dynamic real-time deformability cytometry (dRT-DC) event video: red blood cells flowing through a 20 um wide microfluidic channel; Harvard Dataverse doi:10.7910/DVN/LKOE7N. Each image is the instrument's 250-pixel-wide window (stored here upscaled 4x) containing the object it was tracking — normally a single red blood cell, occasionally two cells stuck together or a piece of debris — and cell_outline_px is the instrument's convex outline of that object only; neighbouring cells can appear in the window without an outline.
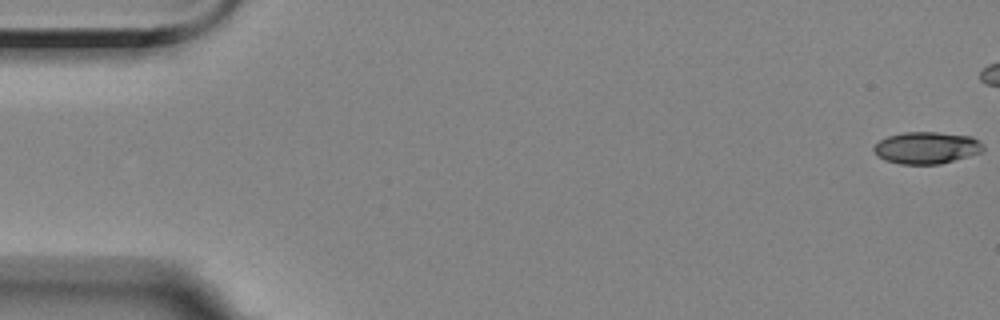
{"species": "Egyptian fruit bat (a non-hibernating species)", "species_latin": "Rousettus aegyptiacus", "temperature_condition": "room temperature", "stored_images_in_passage": 5, "camera_frame_rate_fps": 3000, "um_per_image_px": 0.085, "animal": {"sex": "female"}, "frame": {"image": 1, "passage_image": 1, "time_ms": 0.0, "image_size_px": [1000, 320], "cell_outline_px": [[984, 148], [980, 152], [968, 156], [940, 164], [900, 164], [884, 160], [876, 156], [872, 148], [880, 140], [888, 136], [904, 132], [936, 132], [972, 136], [984, 144]], "centroid_in_image_um": [78.74, 12.56], "position_along_channel_um": 6.3, "area_um2": 20.4}}
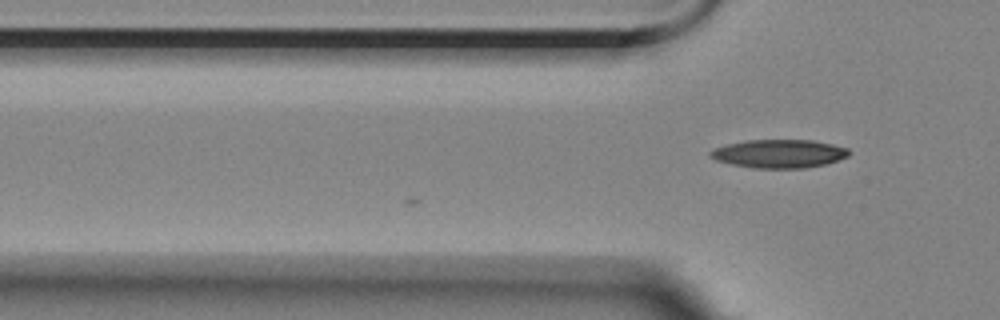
{"frame": {"image": 2, "passage_image": 5, "time_ms": 5.333, "image_size_px": [1000, 320], "cell_outline_px": [[852, 152], [848, 156], [824, 164], [804, 168], [756, 168], [732, 164], [716, 160], [708, 156], [708, 152], [716, 148], [728, 144], [748, 140], [812, 140], [832, 144], [848, 148]], "centroid_in_image_um": [66.23, 13.06], "position_along_channel_um": 59.6, "area_um2": 22.77}}